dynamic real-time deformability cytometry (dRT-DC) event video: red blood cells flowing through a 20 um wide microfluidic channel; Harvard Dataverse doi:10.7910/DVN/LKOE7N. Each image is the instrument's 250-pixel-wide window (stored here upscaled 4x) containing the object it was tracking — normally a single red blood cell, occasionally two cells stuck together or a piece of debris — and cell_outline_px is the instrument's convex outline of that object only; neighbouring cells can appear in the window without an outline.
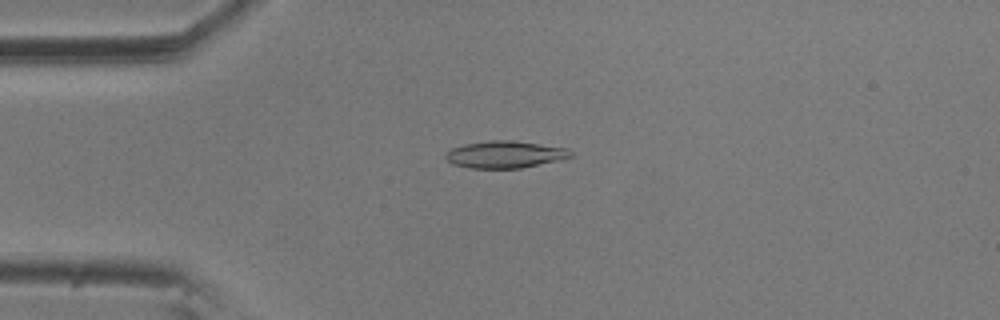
{"species": "common noctule bat (a hibernating species)", "species_latin": "Nyctalus noctula", "temperature_condition": "room temperature", "stored_images_in_passage": 11, "camera_frame_rate_fps": 3000, "um_per_image_px": 0.085, "animal": {"sex": "male", "body_mass_g": 20.5, "forearm_length_mm": 52.5}, "frame": {"image": 1, "passage_image": 4, "time_ms": 1.0, "image_size_px": [1000, 320], "cell_outline_px": [[572, 156], [560, 160], [520, 168], [468, 168], [452, 164], [444, 156], [452, 148], [464, 144], [488, 140], [512, 140], [568, 148], [572, 152]], "centroid_in_image_um": [42.92, 13.13], "position_along_channel_um": 42.1, "area_um2": 19.71}}
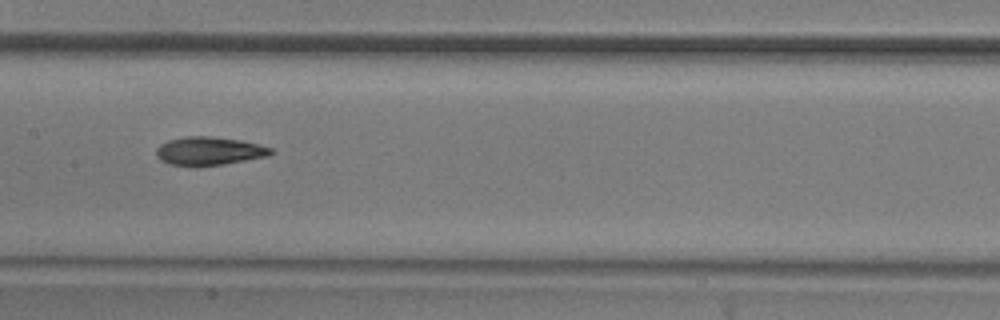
{"frame": {"image": 2, "passage_image": 8, "time_ms": 2.333, "image_size_px": [1000, 320], "cell_outline_px": [[276, 152], [268, 156], [224, 164], [196, 168], [192, 168], [168, 164], [160, 160], [156, 156], [156, 148], [160, 144], [168, 140], [188, 136], [212, 136], [240, 140], [272, 148]], "centroid_in_image_um": [17.73, 12.87], "position_along_channel_um": 189.7, "area_um2": 19.42}}
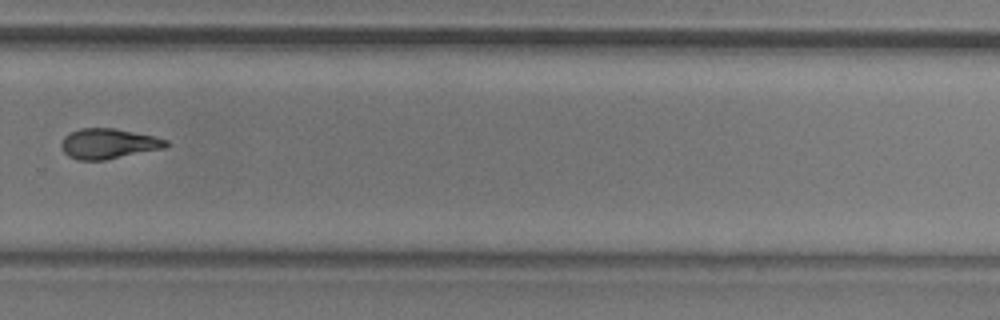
{"frame": {"image": 3, "passage_image": 11, "time_ms": 3.333, "image_size_px": [1000, 320], "cell_outline_px": [[168, 144], [164, 148], [104, 160], [76, 160], [68, 156], [64, 152], [60, 144], [64, 136], [80, 128], [116, 128], [156, 136], [168, 140]], "centroid_in_image_um": [9.21, 12.2], "position_along_channel_um": 320.6, "area_um2": 18.5}}